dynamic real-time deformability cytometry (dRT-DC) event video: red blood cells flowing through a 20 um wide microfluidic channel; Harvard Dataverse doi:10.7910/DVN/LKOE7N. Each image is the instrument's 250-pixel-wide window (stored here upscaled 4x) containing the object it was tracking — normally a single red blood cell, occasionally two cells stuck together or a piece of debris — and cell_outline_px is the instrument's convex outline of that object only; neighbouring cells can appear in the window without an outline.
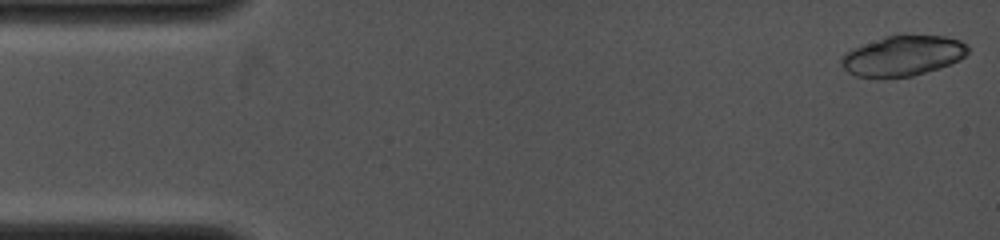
{"species": "common noctule bat (a hibernating species)", "species_latin": "Nyctalus noctula", "temperature_condition": "cold", "stored_images_in_passage": 5, "camera_frame_rate_fps": 4000, "um_per_image_px": 0.085, "animal": {"sex": "female", "body_mass_g": 19.0, "forearm_length_mm": 53.3}, "frame": {"image": 1, "passage_image": 1, "time_ms": 0.0, "image_size_px": [1000, 240], "cell_outline_px": [[968, 52], [960, 60], [940, 68], [912, 76], [884, 80], [856, 76], [848, 72], [840, 64], [840, 56], [844, 52], [884, 36], [944, 36], [960, 40], [968, 44]], "centroid_in_image_um": [76.71, 4.78], "position_along_channel_um": 8.3, "area_um2": 30.11}}